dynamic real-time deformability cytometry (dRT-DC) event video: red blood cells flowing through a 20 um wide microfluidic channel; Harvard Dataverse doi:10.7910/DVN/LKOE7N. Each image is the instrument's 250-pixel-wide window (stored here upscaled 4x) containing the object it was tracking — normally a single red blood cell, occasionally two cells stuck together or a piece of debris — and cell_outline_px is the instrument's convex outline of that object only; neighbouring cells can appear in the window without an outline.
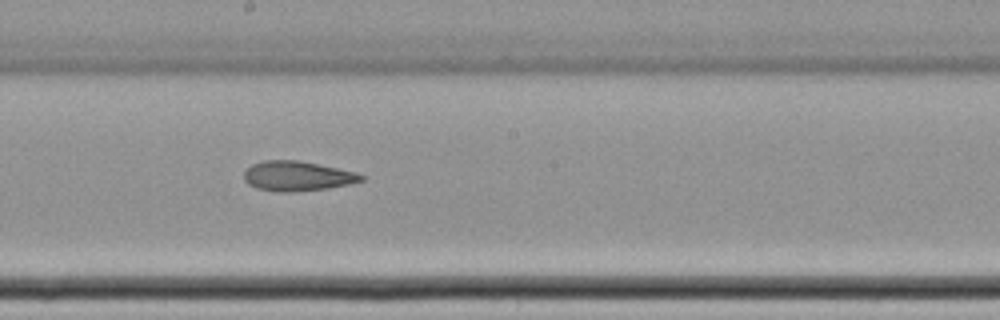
{"species": "common noctule bat (a hibernating species)", "species_latin": "Nyctalus noctula", "temperature_condition": "cold", "stored_images_in_passage": 18, "camera_frame_rate_fps": 3000, "um_per_image_px": 0.085, "animal": {"sex": "female", "body_mass_g": 22.7, "forearm_length_mm": 54.2}, "frame": {"image": 1, "passage_image": 11, "time_ms": 13.333, "image_size_px": [1000, 320], "cell_outline_px": [[364, 180], [348, 184], [328, 188], [292, 192], [276, 192], [256, 188], [248, 184], [244, 180], [244, 172], [252, 164], [264, 160], [296, 160], [356, 172], [364, 176]], "centroid_in_image_um": [25.23, 14.97], "position_along_channel_um": 223.0, "area_um2": 20.23}}
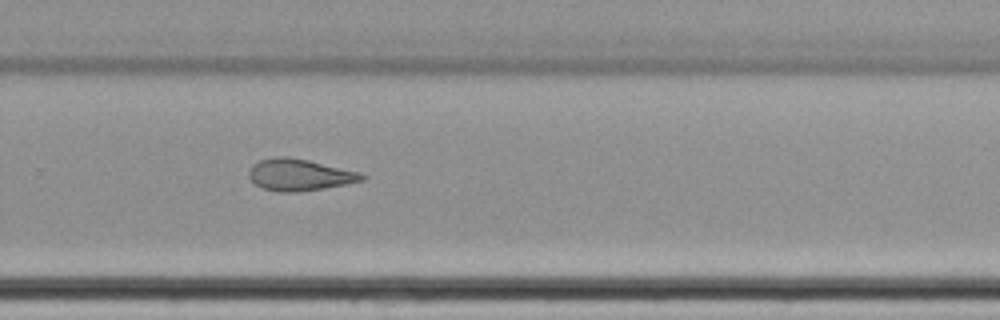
{"frame": {"image": 2, "passage_image": 13, "time_ms": 15.667, "image_size_px": [1000, 320], "cell_outline_px": [[368, 176], [364, 180], [324, 188], [296, 192], [280, 192], [264, 188], [256, 184], [248, 176], [248, 172], [252, 164], [260, 160], [272, 156], [284, 156], [308, 160], [360, 172]], "centroid_in_image_um": [25.45, 14.85], "position_along_channel_um": 304.4, "area_um2": 20.81}, "authors_computed_cell_mechanics": {"area_um2": 25.4898, "velocity_mm_per_s": 3.4958, "shape_relaxation_time_tau1_ms": null, "shape_relaxation_time_tau2_ms": 3.6334, "deformation_change_tau1": null, "deformation_change_tau2": 0.0572}}